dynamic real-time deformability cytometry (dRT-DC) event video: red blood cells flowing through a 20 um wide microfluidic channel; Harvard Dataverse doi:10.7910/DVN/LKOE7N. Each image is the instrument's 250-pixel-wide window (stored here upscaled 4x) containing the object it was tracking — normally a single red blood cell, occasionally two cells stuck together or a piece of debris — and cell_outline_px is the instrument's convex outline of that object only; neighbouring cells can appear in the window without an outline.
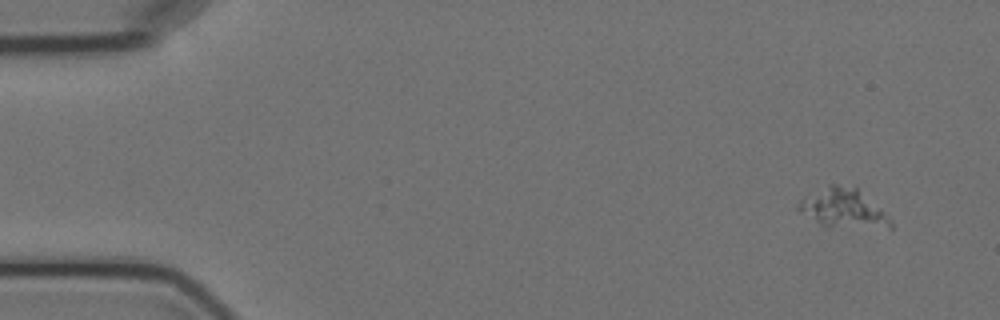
{"species": "Egyptian fruit bat (a non-hibernating species)", "species_latin": "Rousettus aegyptiacus", "temperature_condition": "cold", "stored_images_in_passage": 14, "camera_frame_rate_fps": 3000, "um_per_image_px": 0.085, "animal": {"sex": "female"}, "frame": {"image": 1, "passage_image": 1, "time_ms": 0.0, "image_size_px": [1000, 320], "cell_outline_px": [[892, 228], [888, 228], [820, 224], [800, 212], [796, 208], [796, 204], [804, 196], [828, 184], [836, 184], [856, 188], [880, 208], [892, 220]], "centroid_in_image_um": [71.63, 17.67], "position_along_channel_um": 13.4, "area_um2": 20.29}}
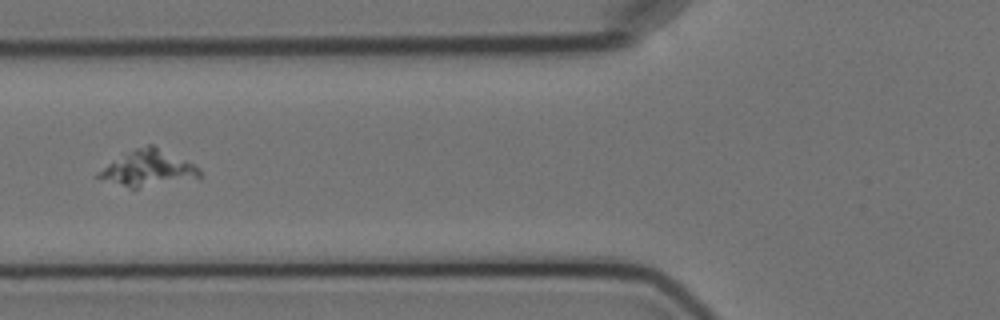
{"frame": {"image": 2, "passage_image": 5, "time_ms": 6.0, "image_size_px": [1000, 320], "cell_outline_px": [[204, 176], [200, 180], [136, 188], [128, 188], [96, 176], [96, 172], [108, 164], [136, 148], [148, 144], [152, 144], [200, 168]], "centroid_in_image_um": [12.69, 14.35], "position_along_channel_um": 113.1, "area_um2": 21.15}}
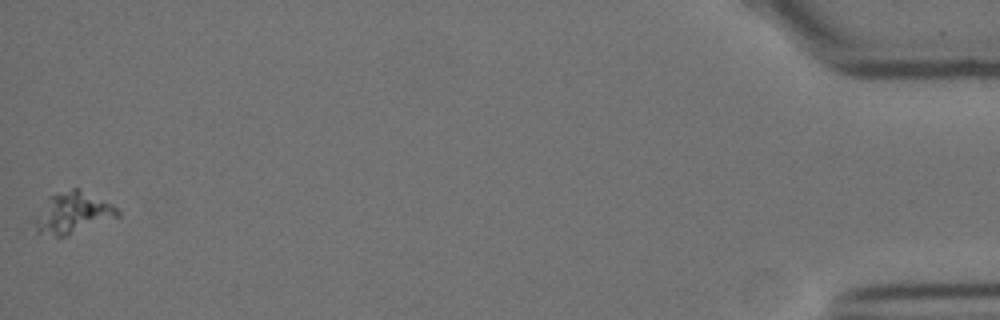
{"frame": {"image": 3, "passage_image": 14, "time_ms": 17.667, "image_size_px": [1000, 320], "cell_outline_px": [[120, 216], [68, 236], [56, 236], [36, 232], [36, 216], [48, 196], [72, 188], [80, 188], [112, 204], [120, 212]], "centroid_in_image_um": [6.22, 18.09], "position_along_channel_um": 429.0, "area_um2": 19.83}}